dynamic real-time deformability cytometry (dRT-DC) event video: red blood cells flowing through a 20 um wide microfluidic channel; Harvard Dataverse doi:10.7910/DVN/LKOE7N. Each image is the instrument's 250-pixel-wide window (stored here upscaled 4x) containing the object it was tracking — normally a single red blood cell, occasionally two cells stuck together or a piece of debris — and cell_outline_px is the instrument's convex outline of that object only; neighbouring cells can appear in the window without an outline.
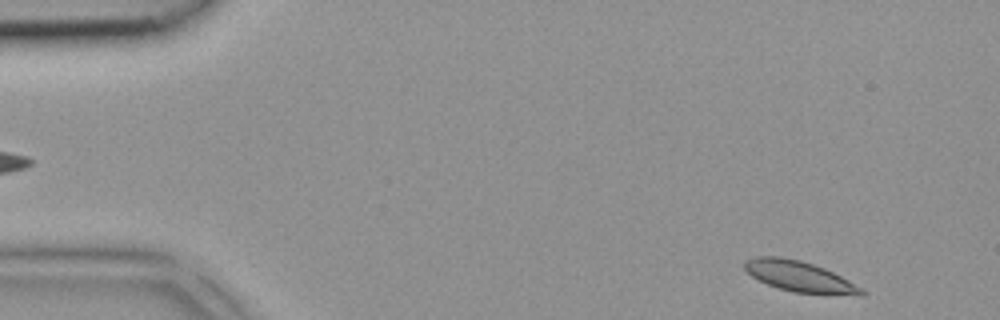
{"species": "common noctule bat (a hibernating species)", "species_latin": "Nyctalus noctula", "temperature_condition": "room temperature", "stored_images_in_passage": 4, "camera_frame_rate_fps": 3000, "um_per_image_px": 0.085, "animal": {"sex": "female", "body_mass_g": 18.4}, "frame": {"image": 1, "passage_image": 4, "time_ms": 1.0, "image_size_px": [1000, 320], "cell_outline_px": [[868, 292], [864, 296], [860, 296], [792, 292], [768, 284], [752, 276], [744, 268], [744, 264], [748, 260], [756, 256], [780, 256], [800, 260], [824, 268], [864, 288]], "centroid_in_image_um": [68.04, 23.52], "position_along_channel_um": 17.0, "area_um2": 20.87}}